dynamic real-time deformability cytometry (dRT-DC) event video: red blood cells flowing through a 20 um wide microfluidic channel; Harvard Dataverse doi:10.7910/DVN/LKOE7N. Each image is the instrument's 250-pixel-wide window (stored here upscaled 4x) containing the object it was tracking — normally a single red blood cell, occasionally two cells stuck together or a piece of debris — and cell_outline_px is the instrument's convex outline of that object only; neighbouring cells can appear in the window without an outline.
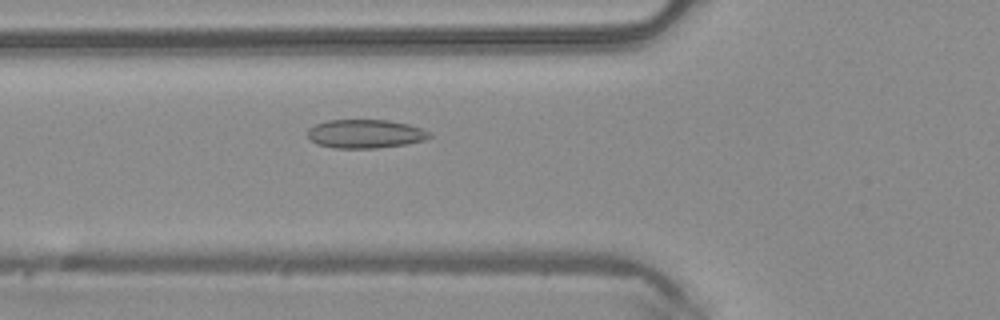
{"species": "common noctule bat (a hibernating species)", "species_latin": "Nyctalus noctula", "temperature_condition": "warm", "stored_images_in_passage": 42, "camera_frame_rate_fps": 3000, "um_per_image_px": 0.085, "animal": {"sex": "male", "body_mass_g": 20.4}, "frame": {"image": 1, "passage_image": 11, "time_ms": 3.333, "image_size_px": [1000, 320], "cell_outline_px": [[432, 136], [424, 140], [408, 144], [376, 148], [336, 148], [316, 144], [308, 136], [308, 128], [316, 124], [328, 120], [388, 120], [408, 124], [420, 128], [428, 132]], "centroid_in_image_um": [31.04, 11.38], "position_along_channel_um": 94.8, "area_um2": 20.29}}
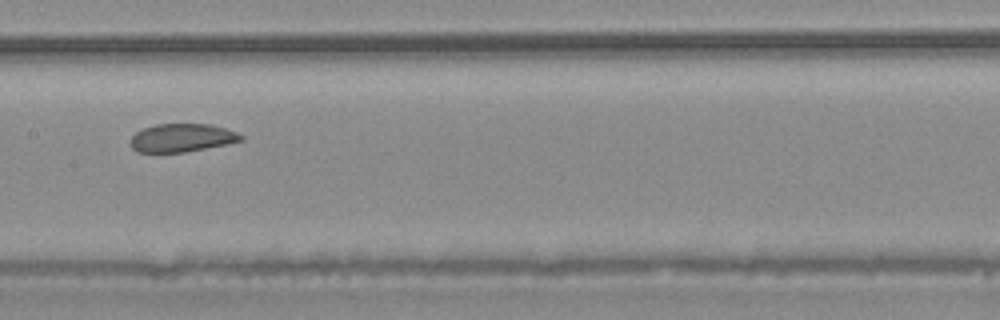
{"frame": {"image": 2, "passage_image": 18, "time_ms": 5.667, "image_size_px": [1000, 320], "cell_outline_px": [[244, 140], [228, 144], [184, 152], [136, 152], [132, 148], [132, 136], [136, 132], [144, 128], [156, 124], [212, 124], [236, 132], [244, 136]], "centroid_in_image_um": [15.49, 11.71], "position_along_channel_um": 191.9, "area_um2": 18.09}}
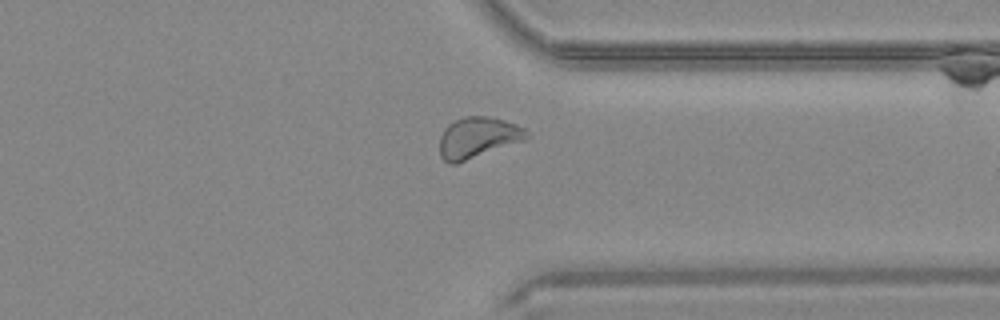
{"frame": {"image": 3, "passage_image": 31, "time_ms": 10.0, "image_size_px": [1000, 320], "cell_outline_px": [[532, 136], [524, 140], [456, 164], [448, 164], [440, 156], [440, 136], [444, 128], [448, 124], [464, 116], [488, 116], [504, 120], [516, 124], [524, 128]], "centroid_in_image_um": [40.61, 11.69], "position_along_channel_um": 370.8, "area_um2": 20.81}, "authors_computed_cell_mechanics": {"area_um2": 20.0855, "velocity_mm_per_s": 4.1572, "shape_relaxation_time_tau1_ms": 3.4449, "shape_relaxation_time_tau2_ms": 1.2545, "deformation_change_tau1": 0.0616, "deformation_change_tau2": 0.0564}}